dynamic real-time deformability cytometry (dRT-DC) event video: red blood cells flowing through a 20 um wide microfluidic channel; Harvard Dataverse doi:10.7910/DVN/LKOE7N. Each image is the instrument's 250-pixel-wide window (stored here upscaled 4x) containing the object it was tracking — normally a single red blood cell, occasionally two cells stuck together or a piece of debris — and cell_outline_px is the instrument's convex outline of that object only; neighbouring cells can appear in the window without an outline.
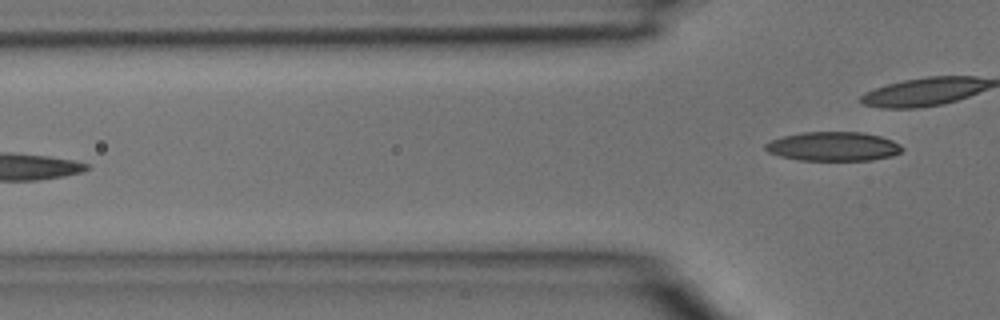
{"species": "common noctule bat (a hibernating species)", "species_latin": "Nyctalus noctula", "temperature_condition": "room temperature", "stored_images_in_passage": 5, "camera_frame_rate_fps": 3000, "um_per_image_px": 0.085, "animal": {"sex": "male", "body_mass_g": 15.6}, "frame": {"image": 1, "passage_image": 5, "time_ms": 1.333, "image_size_px": [1000, 320], "cell_outline_px": [[904, 148], [900, 152], [892, 156], [872, 160], [800, 160], [780, 156], [768, 152], [764, 148], [764, 144], [772, 140], [784, 136], [804, 132], [864, 132], [880, 136], [892, 140], [900, 144]], "centroid_in_image_um": [70.85, 12.44], "position_along_channel_um": 55.0, "area_um2": 23.18}}